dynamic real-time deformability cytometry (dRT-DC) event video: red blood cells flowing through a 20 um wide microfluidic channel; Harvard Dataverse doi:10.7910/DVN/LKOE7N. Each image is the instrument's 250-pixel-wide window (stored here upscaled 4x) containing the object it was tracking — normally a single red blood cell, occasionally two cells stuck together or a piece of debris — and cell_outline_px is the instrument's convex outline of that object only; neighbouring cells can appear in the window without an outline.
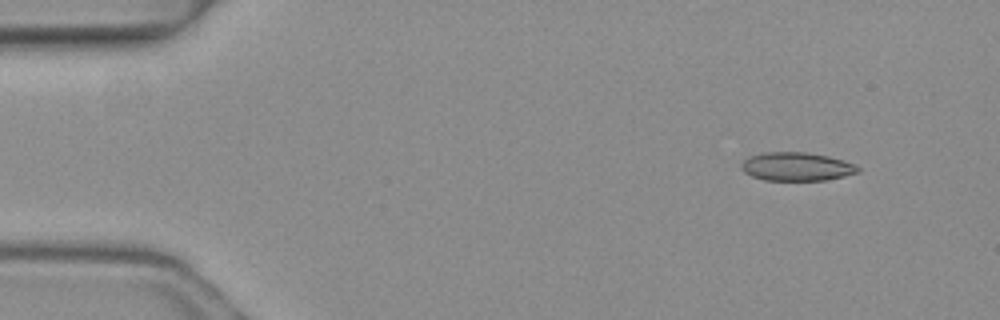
{"species": "common noctule bat (a hibernating species)", "species_latin": "Nyctalus noctula", "temperature_condition": "warm", "stored_images_in_passage": 6, "camera_frame_rate_fps": 3000, "um_per_image_px": 0.085, "animal": {"sex": "female", "body_mass_g": 19.3, "forearm_length_mm": 54.1}, "frame": {"image": 1, "passage_image": 1, "time_ms": 0.0, "image_size_px": [1000, 320], "cell_outline_px": [[860, 172], [844, 176], [824, 180], [764, 180], [752, 176], [744, 172], [740, 168], [740, 164], [748, 156], [764, 152], [808, 152], [828, 156], [844, 160], [856, 164], [860, 168]], "centroid_in_image_um": [67.71, 14.15], "position_along_channel_um": 17.3, "area_um2": 19.54}}
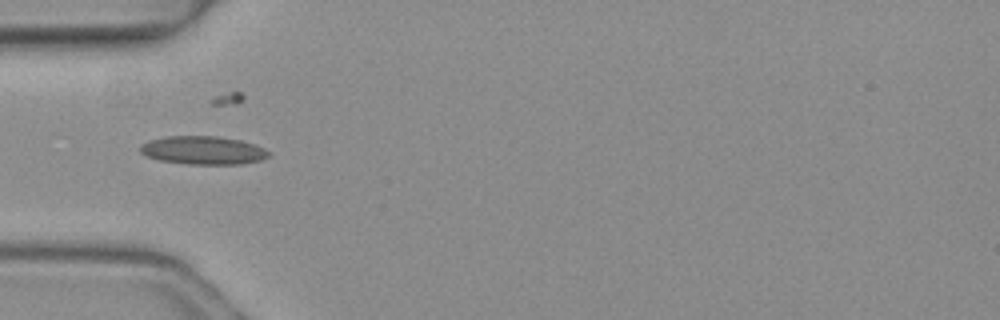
{"frame": {"image": 2, "passage_image": 4, "time_ms": 1.0, "image_size_px": [1000, 320], "cell_outline_px": [[272, 152], [268, 156], [260, 160], [244, 164], [188, 164], [160, 160], [144, 156], [140, 152], [140, 144], [152, 140], [168, 136], [216, 136], [240, 140], [256, 144]], "centroid_in_image_um": [17.29, 12.78], "position_along_channel_um": 67.7, "area_um2": 21.27}}